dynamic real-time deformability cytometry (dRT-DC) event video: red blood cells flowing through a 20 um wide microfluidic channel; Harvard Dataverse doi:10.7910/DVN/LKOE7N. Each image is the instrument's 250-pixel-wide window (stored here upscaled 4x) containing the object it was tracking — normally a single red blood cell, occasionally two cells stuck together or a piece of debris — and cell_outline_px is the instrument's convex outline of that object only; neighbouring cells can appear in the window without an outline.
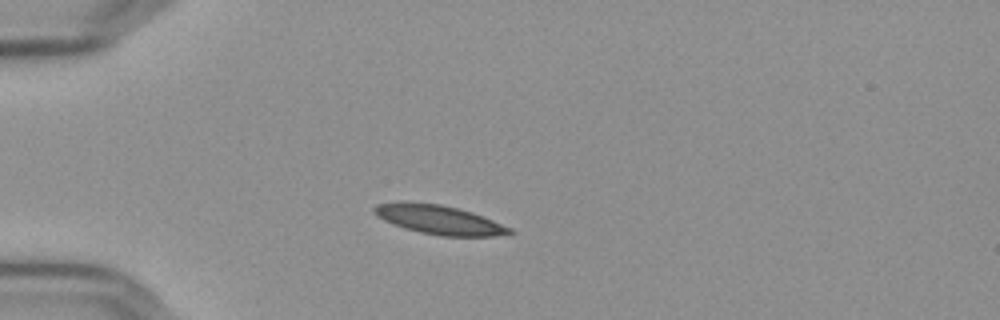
{"species": "Egyptian fruit bat (a non-hibernating species)", "species_latin": "Rousettus aegyptiacus", "temperature_condition": "cold", "stored_images_in_passage": 6, "camera_frame_rate_fps": 3000, "um_per_image_px": 0.085, "frame": {"image": 1, "passage_image": 3, "time_ms": 0.667, "image_size_px": [1000, 320], "cell_outline_px": [[516, 232], [492, 236], [440, 236], [420, 232], [404, 228], [392, 224], [376, 216], [372, 212], [372, 208], [376, 204], [400, 200], [404, 200], [440, 204], [472, 212], [512, 228]], "centroid_in_image_um": [37.24, 18.65], "position_along_channel_um": 47.8, "area_um2": 23.24}}
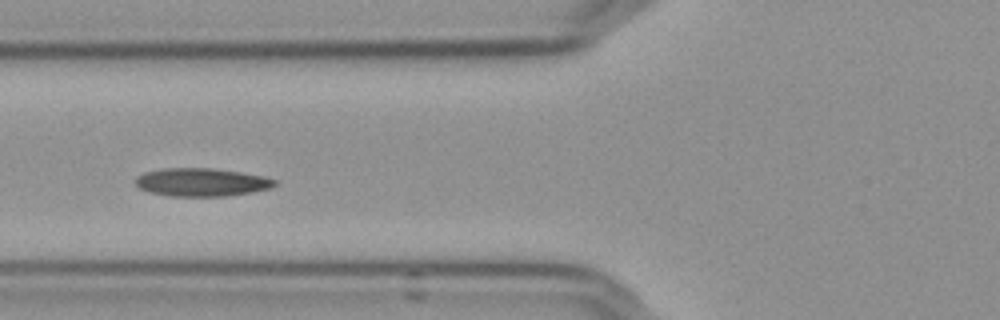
{"frame": {"image": 2, "passage_image": 5, "time_ms": 1.333, "image_size_px": [1000, 320], "cell_outline_px": [[276, 184], [272, 188], [252, 192], [228, 196], [168, 196], [148, 192], [140, 188], [136, 184], [136, 176], [144, 172], [164, 168], [212, 168], [240, 172], [264, 176], [276, 180]], "centroid_in_image_um": [17.13, 15.49], "position_along_channel_um": 108.7, "area_um2": 22.95}}
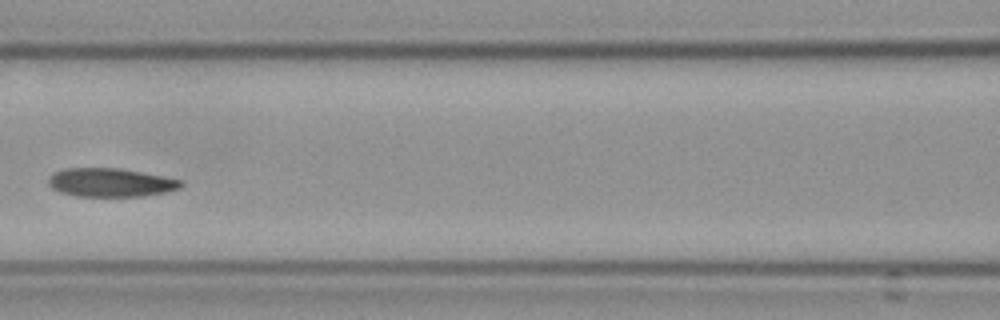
{"frame": {"image": 3, "passage_image": 6, "time_ms": 1.667, "image_size_px": [1000, 320], "cell_outline_px": [[184, 184], [180, 188], [164, 192], [144, 196], [76, 196], [60, 192], [52, 188], [48, 184], [48, 176], [52, 172], [64, 168], [120, 168], [164, 176], [180, 180]], "centroid_in_image_um": [9.36, 15.5], "position_along_channel_um": 157.2, "area_um2": 22.2}}